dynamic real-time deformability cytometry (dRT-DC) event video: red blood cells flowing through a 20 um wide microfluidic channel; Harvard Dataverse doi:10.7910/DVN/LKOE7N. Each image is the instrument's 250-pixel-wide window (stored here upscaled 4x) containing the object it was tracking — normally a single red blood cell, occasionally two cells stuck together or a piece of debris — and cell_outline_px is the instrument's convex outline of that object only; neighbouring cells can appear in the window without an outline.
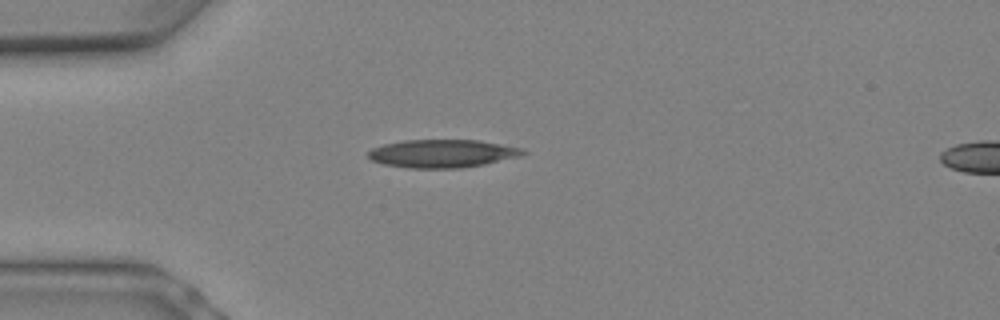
{"species": "Egyptian fruit bat (a non-hibernating species)", "species_latin": "Rousettus aegyptiacus", "temperature_condition": "warm", "stored_images_in_passage": 3, "camera_frame_rate_fps": 3000, "um_per_image_px": 0.085, "animal": {"sex": "female"}, "frame": {"image": 1, "passage_image": 1, "time_ms": 0.0, "image_size_px": [1000, 320], "cell_outline_px": [[528, 152], [520, 156], [484, 164], [460, 168], [408, 168], [384, 164], [372, 160], [368, 156], [368, 152], [372, 148], [384, 144], [404, 140], [480, 140], [524, 148]], "centroid_in_image_um": [37.62, 13.04], "position_along_channel_um": 47.4, "area_um2": 25.32}}
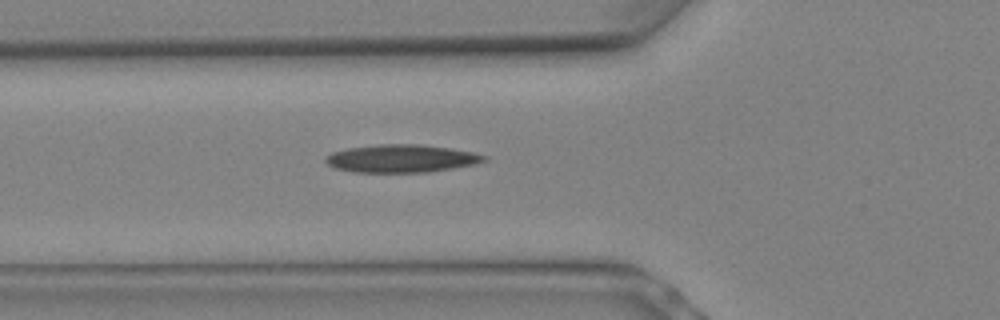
{"frame": {"image": 2, "passage_image": 3, "time_ms": 0.667, "image_size_px": [1000, 320], "cell_outline_px": [[488, 160], [476, 164], [428, 172], [352, 172], [332, 168], [324, 160], [324, 156], [332, 152], [348, 148], [376, 144], [416, 144], [452, 148], [472, 152], [488, 156]], "centroid_in_image_um": [34.09, 13.47], "position_along_channel_um": 91.7, "area_um2": 25.95}}